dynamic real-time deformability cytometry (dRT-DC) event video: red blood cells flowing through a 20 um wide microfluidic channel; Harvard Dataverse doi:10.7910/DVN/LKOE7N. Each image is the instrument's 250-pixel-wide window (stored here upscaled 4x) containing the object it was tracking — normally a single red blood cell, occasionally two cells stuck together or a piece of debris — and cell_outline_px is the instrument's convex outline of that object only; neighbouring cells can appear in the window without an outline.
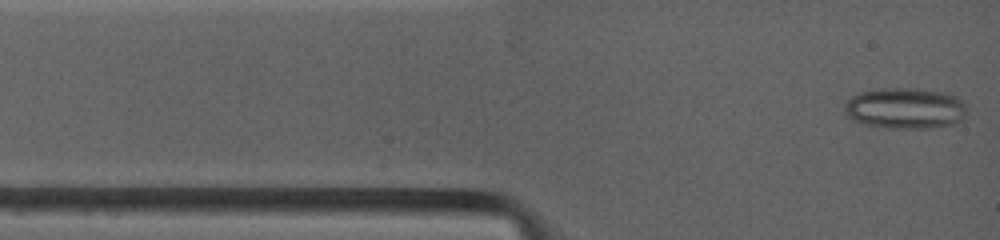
{"species": "common noctule bat (a hibernating species)", "species_latin": "Nyctalus noctula", "temperature_condition": "warm", "stored_images_in_passage": 38, "camera_frame_rate_fps": 4500, "um_per_image_px": 0.085, "animal": {"sex": "female", "body_mass_g": 19.0, "forearm_length_mm": 53.3}, "frame": {"image": 1, "passage_image": 1, "time_ms": 0.0, "image_size_px": [1000, 240], "cell_outline_px": [[964, 116], [960, 120], [952, 124], [932, 128], [888, 128], [864, 124], [852, 120], [844, 112], [844, 104], [852, 96], [860, 92], [876, 88], [916, 88], [948, 92], [960, 96], [964, 104]], "centroid_in_image_um": [76.93, 9.18], "position_along_channel_um": 8.1, "area_um2": 29.59}}
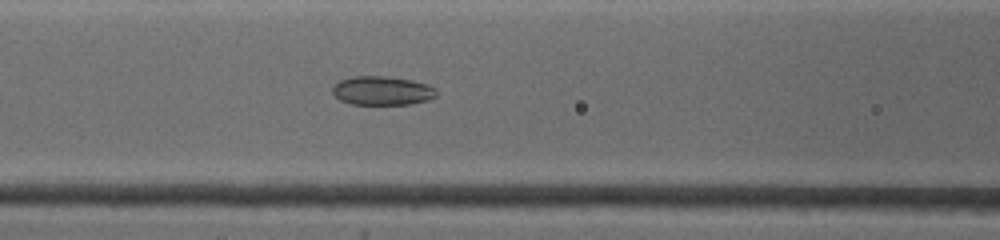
{"frame": {"image": 2, "passage_image": 22, "time_ms": 4.222, "image_size_px": [1000, 240], "cell_outline_px": [[436, 96], [428, 100], [412, 104], [352, 104], [340, 100], [332, 92], [332, 88], [340, 80], [352, 76], [392, 76], [428, 84], [436, 88]], "centroid_in_image_um": [32.5, 7.7], "position_along_channel_um": 134.1, "area_um2": 17.57}}
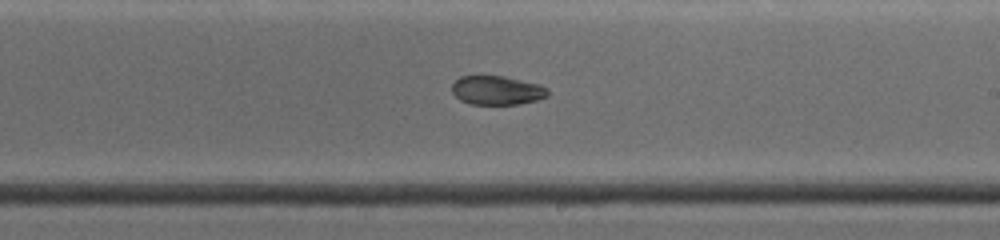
{"frame": {"image": 3, "passage_image": 35, "time_ms": 7.111, "image_size_px": [1000, 240], "cell_outline_px": [[548, 96], [536, 100], [520, 104], [468, 104], [460, 100], [452, 92], [452, 84], [460, 76], [504, 76], [540, 84], [548, 88]], "centroid_in_image_um": [42.25, 7.68], "position_along_channel_um": 246.8, "area_um2": 16.24}}